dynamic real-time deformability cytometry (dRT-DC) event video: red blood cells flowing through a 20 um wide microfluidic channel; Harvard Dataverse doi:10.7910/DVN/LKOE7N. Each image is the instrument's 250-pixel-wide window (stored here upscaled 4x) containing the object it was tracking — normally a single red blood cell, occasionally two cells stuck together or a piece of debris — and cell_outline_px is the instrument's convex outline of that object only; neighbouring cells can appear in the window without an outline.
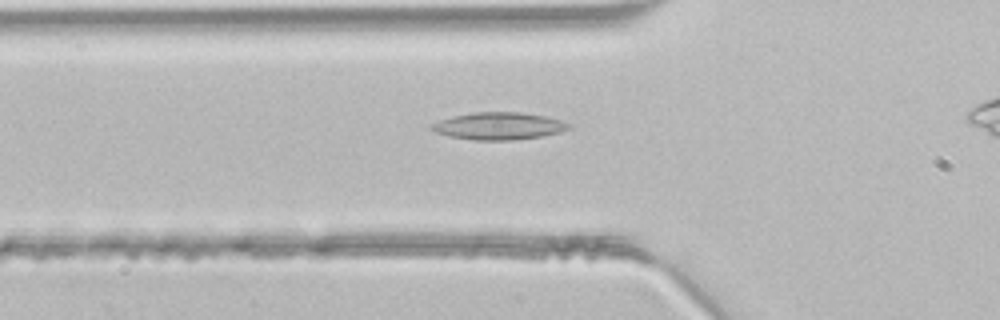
{"species": "common noctule bat (a hibernating species)", "species_latin": "Nyctalus noctula", "temperature_condition": "room temperature", "stored_images_in_passage": 38, "camera_frame_rate_fps": 3000, "um_per_image_px": 0.085, "animal": {"sex": "male", "body_mass_g": 21.5, "forearm_length_mm": 52.0}, "frame": {"image": 1, "passage_image": 13, "time_ms": 4.0, "image_size_px": [1000, 320], "cell_outline_px": [[576, 124], [572, 128], [560, 132], [540, 136], [512, 140], [472, 140], [448, 136], [436, 132], [428, 128], [428, 124], [452, 116], [472, 112], [520, 112], [544, 116], [564, 120]], "centroid_in_image_um": [42.41, 10.7], "position_along_channel_um": 83.4, "area_um2": 22.2}}
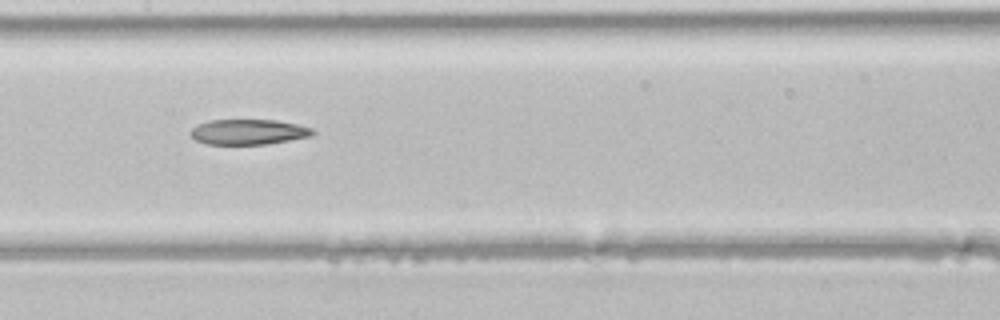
{"frame": {"image": 2, "passage_image": 20, "time_ms": 6.333, "image_size_px": [1000, 320], "cell_outline_px": [[316, 132], [312, 136], [268, 144], [204, 144], [196, 140], [188, 132], [196, 124], [208, 120], [276, 120], [296, 124], [312, 128]], "centroid_in_image_um": [21.09, 11.21], "position_along_channel_um": 186.3, "area_um2": 18.15}}
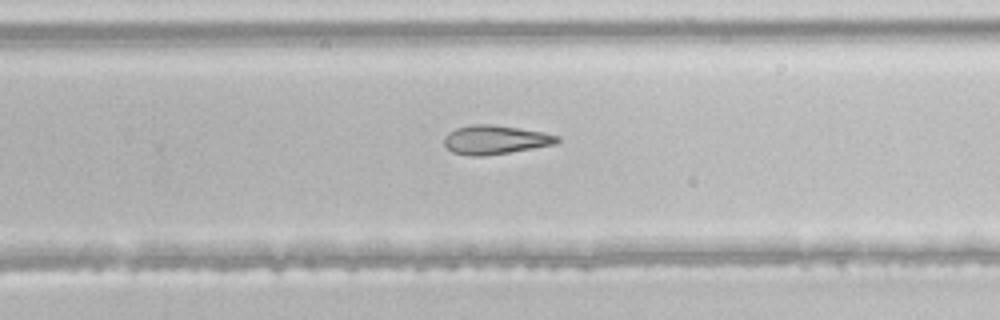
{"frame": {"image": 3, "passage_image": 27, "time_ms": 8.667, "image_size_px": [1000, 320], "cell_outline_px": [[560, 140], [556, 144], [484, 156], [472, 156], [452, 152], [444, 144], [444, 136], [448, 132], [456, 128], [472, 124], [496, 124], [544, 132], [560, 136]], "centroid_in_image_um": [42.09, 11.86], "position_along_channel_um": 287.7, "area_um2": 19.13}}